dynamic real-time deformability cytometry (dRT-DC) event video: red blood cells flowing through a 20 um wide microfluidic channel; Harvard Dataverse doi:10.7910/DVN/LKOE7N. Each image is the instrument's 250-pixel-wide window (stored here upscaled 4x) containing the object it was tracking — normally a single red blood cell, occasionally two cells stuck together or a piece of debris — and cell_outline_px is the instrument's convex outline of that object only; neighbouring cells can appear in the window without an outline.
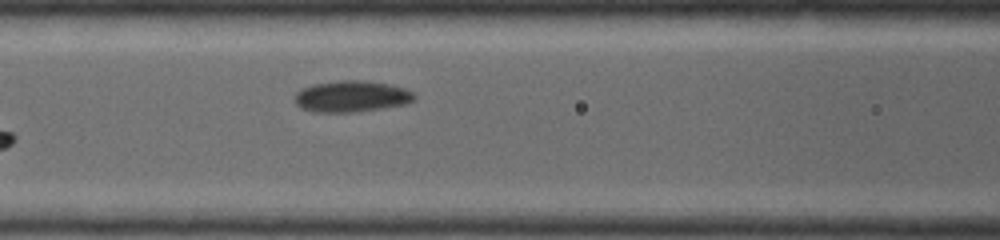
{"species": "common noctule bat (a hibernating species)", "species_latin": "Nyctalus noctula", "temperature_condition": "warm", "stored_images_in_passage": 4, "camera_frame_rate_fps": 5000, "um_per_image_px": 0.085, "animal": {"sex": "female", "body_mass_g": 19.0, "forearm_length_mm": 53.3}, "frame": {"image": 1, "passage_image": 4, "time_ms": 1.8, "image_size_px": [1000, 240], "cell_outline_px": [[416, 96], [408, 104], [352, 112], [312, 112], [300, 108], [296, 104], [296, 92], [312, 84], [340, 80], [368, 80], [392, 84], [404, 88], [412, 92]], "centroid_in_image_um": [29.89, 8.18], "position_along_channel_um": 136.7, "area_um2": 21.91}}